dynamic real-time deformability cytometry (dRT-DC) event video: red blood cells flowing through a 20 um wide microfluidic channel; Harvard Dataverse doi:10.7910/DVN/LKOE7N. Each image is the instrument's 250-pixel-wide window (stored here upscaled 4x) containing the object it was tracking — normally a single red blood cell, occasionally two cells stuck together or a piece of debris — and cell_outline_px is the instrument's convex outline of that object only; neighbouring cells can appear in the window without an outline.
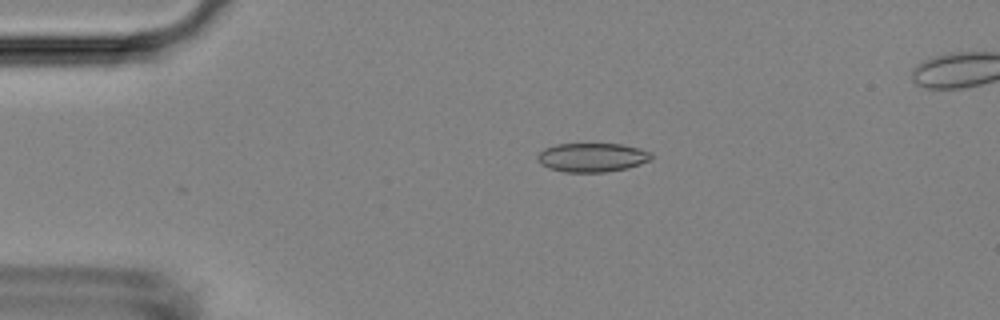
{"species": "Egyptian fruit bat (a non-hibernating species)", "species_latin": "Rousettus aegyptiacus", "temperature_condition": "room temperature", "stored_images_in_passage": 53, "camera_frame_rate_fps": 3000, "um_per_image_px": 0.085, "animal": {"sex": "female"}, "frame": {"image": 1, "passage_image": 11, "time_ms": 3.333, "image_size_px": [1000, 320], "cell_outline_px": [[652, 160], [628, 168], [604, 172], [564, 172], [548, 168], [540, 164], [536, 160], [536, 156], [544, 148], [556, 144], [620, 144], [640, 148], [652, 152]], "centroid_in_image_um": [50.32, 13.38], "position_along_channel_um": 34.7, "area_um2": 19.42}}
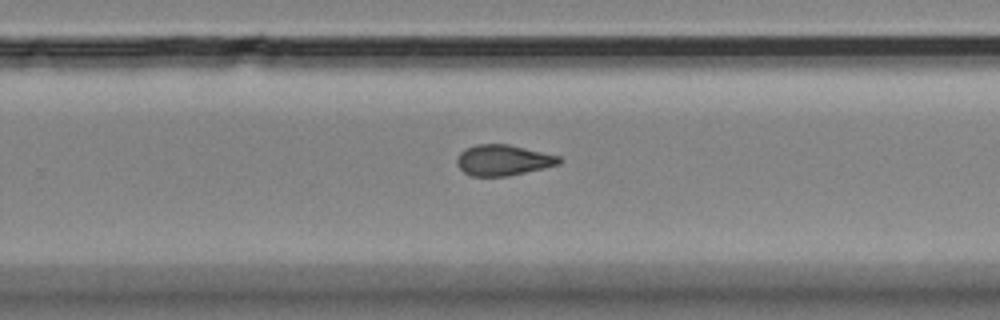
{"frame": {"image": 2, "passage_image": 34, "time_ms": 11.0, "image_size_px": [1000, 320], "cell_outline_px": [[564, 160], [560, 164], [544, 168], [508, 176], [472, 176], [464, 172], [456, 164], [456, 160], [460, 152], [464, 148], [476, 144], [508, 144], [560, 156]], "centroid_in_image_um": [42.77, 13.61], "position_along_channel_um": 287.0, "area_um2": 18.44}}
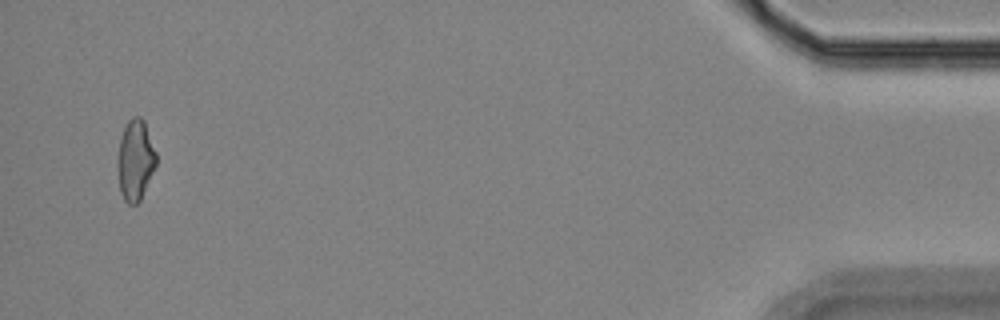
{"frame": {"image": 3, "passage_image": 51, "time_ms": 16.667, "image_size_px": [1000, 320], "cell_outline_px": [[156, 164], [140, 200], [136, 204], [128, 204], [124, 200], [120, 192], [116, 164], [116, 160], [120, 136], [128, 120], [132, 116], [140, 116], [144, 120], [156, 152]], "centroid_in_image_um": [11.47, 13.59], "position_along_channel_um": 423.7, "area_um2": 18.32}}